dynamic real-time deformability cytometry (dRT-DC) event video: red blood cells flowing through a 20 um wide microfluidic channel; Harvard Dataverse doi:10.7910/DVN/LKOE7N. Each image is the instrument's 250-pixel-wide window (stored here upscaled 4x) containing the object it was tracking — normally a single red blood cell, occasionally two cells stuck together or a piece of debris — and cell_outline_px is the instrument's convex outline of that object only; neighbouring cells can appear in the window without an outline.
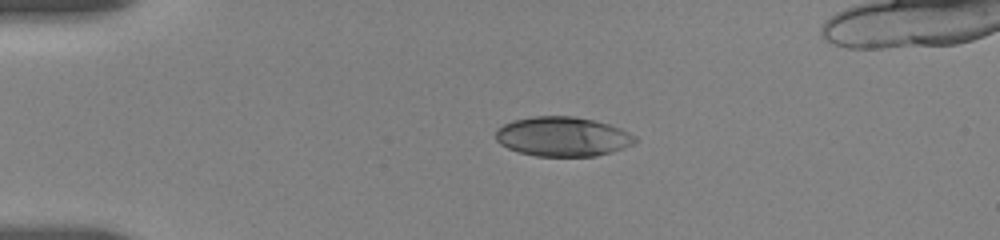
{"species": "human", "species_latin": "Homo sapiens", "temperature_condition": "room temperature", "stored_images_in_passage": 12, "camera_frame_rate_fps": 3000, "um_per_image_px": 0.085, "donor": {"sex": "female"}, "frame": {"image": 1, "passage_image": 3, "time_ms": 1.0, "image_size_px": [1000, 240], "cell_outline_px": [[636, 140], [632, 144], [624, 148], [612, 152], [596, 156], [536, 156], [520, 152], [508, 148], [500, 144], [496, 140], [496, 128], [512, 120], [532, 116], [576, 116], [596, 120], [620, 128], [636, 136]], "centroid_in_image_um": [47.82, 11.6], "position_along_channel_um": 37.2, "area_um2": 32.25}}